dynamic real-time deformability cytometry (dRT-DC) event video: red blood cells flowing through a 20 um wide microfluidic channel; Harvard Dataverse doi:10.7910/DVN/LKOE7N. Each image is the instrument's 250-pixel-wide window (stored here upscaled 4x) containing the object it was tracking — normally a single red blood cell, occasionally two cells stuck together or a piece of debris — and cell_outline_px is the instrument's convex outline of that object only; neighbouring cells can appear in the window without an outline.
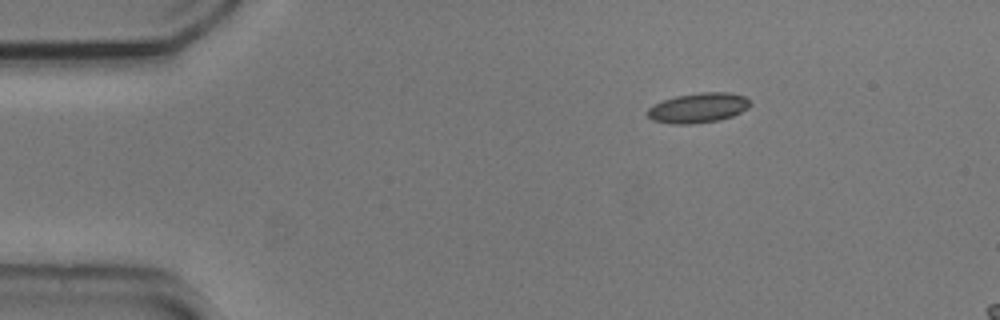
{"species": "common noctule bat (a hibernating species)", "species_latin": "Nyctalus noctula", "temperature_condition": "cold", "stored_images_in_passage": 13, "camera_frame_rate_fps": 3000, "um_per_image_px": 0.085, "animal": {"sex": "male", "body_mass_g": 20.5, "forearm_length_mm": 52.5}, "frame": {"image": 1, "passage_image": 1, "time_ms": 0.0, "image_size_px": [1000, 320], "cell_outline_px": [[752, 104], [748, 108], [732, 116], [720, 120], [692, 124], [672, 124], [652, 120], [644, 112], [652, 104], [676, 96], [700, 92], [728, 92], [744, 96]], "centroid_in_image_um": [59.31, 9.17], "position_along_channel_um": 25.7, "area_um2": 18.03}}